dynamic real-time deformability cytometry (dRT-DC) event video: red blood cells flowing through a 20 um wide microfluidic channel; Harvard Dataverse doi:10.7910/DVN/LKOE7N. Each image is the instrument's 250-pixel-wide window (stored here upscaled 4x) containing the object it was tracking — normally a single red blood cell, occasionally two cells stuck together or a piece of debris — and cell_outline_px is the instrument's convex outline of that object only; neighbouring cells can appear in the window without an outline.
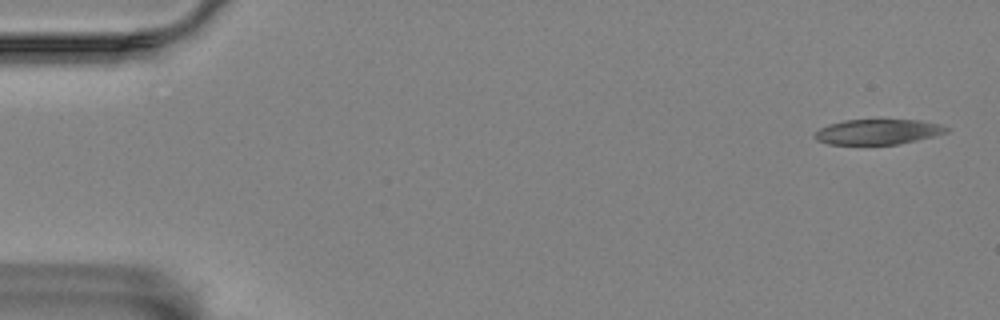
{"species": "Egyptian fruit bat (a non-hibernating species)", "species_latin": "Rousettus aegyptiacus", "temperature_condition": "room temperature", "stored_images_in_passage": 12, "camera_frame_rate_fps": 3000, "um_per_image_px": 0.085, "animal": {"sex": "female"}, "frame": {"image": 1, "passage_image": 2, "time_ms": 0.333, "image_size_px": [1000, 320], "cell_outline_px": [[952, 128], [948, 132], [916, 140], [896, 144], [828, 144], [816, 140], [812, 136], [820, 128], [828, 124], [844, 120], [920, 120], [940, 124]], "centroid_in_image_um": [74.61, 11.2], "position_along_channel_um": 10.4, "area_um2": 19.31}}